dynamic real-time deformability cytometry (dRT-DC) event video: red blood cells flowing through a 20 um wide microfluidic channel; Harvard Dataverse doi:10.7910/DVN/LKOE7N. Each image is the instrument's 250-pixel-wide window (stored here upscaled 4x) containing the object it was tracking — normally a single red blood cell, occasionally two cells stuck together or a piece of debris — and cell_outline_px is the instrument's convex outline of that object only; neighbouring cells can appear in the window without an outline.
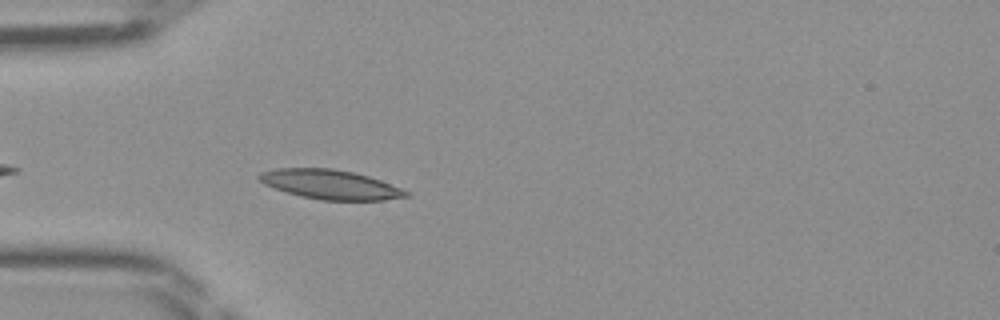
{"species": "Egyptian fruit bat (a non-hibernating species)", "species_latin": "Rousettus aegyptiacus", "temperature_condition": "room temperature", "stored_images_in_passage": 31, "camera_frame_rate_fps": 3000, "um_per_image_px": 0.085, "frame": {"image": 1, "passage_image": 4, "time_ms": 1.0, "image_size_px": [1000, 320], "cell_outline_px": [[412, 196], [384, 200], [320, 200], [300, 196], [264, 184], [256, 176], [260, 172], [276, 168], [332, 168], [352, 172], [368, 176], [380, 180], [400, 188], [408, 192]], "centroid_in_image_um": [28.07, 15.68], "position_along_channel_um": 56.9, "area_um2": 25.03}}
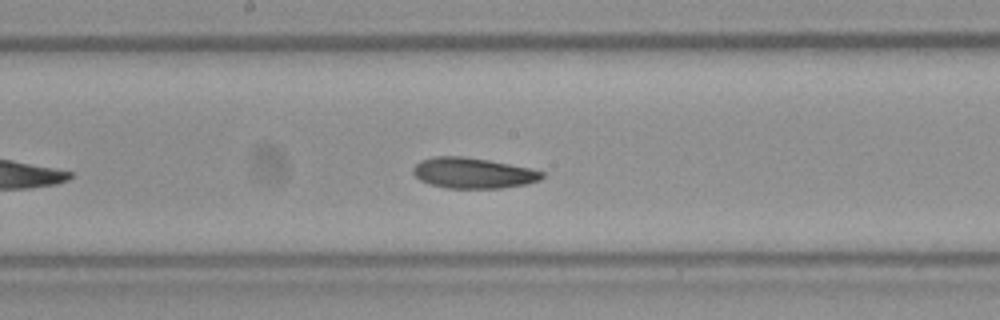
{"frame": {"image": 2, "passage_image": 15, "time_ms": 4.667, "image_size_px": [1000, 320], "cell_outline_px": [[544, 176], [540, 180], [528, 184], [500, 188], [448, 188], [428, 184], [420, 180], [412, 172], [412, 168], [420, 160], [432, 156], [464, 156], [488, 160], [528, 168], [544, 172]], "centroid_in_image_um": [40.17, 14.71], "position_along_channel_um": 208.0, "area_um2": 23.06}}
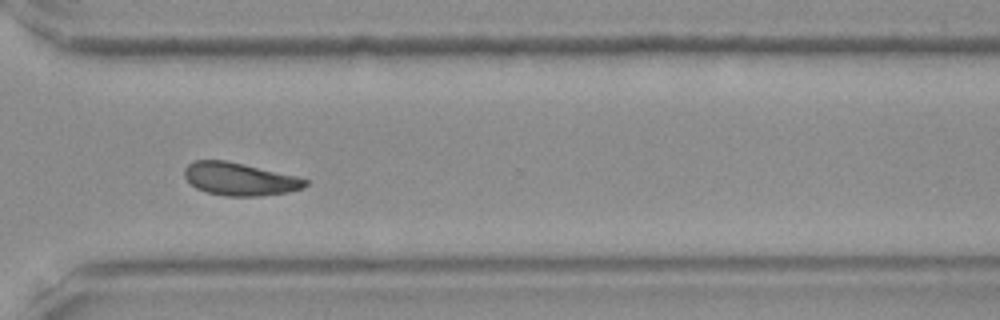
{"frame": {"image": 3, "passage_image": 25, "time_ms": 8.0, "image_size_px": [1000, 320], "cell_outline_px": [[308, 184], [304, 188], [288, 192], [256, 196], [224, 196], [208, 192], [196, 188], [184, 176], [184, 168], [188, 164], [196, 160], [224, 160], [244, 164], [296, 176], [308, 180]], "centroid_in_image_um": [20.37, 15.22], "position_along_channel_um": 350.2, "area_um2": 22.95}}